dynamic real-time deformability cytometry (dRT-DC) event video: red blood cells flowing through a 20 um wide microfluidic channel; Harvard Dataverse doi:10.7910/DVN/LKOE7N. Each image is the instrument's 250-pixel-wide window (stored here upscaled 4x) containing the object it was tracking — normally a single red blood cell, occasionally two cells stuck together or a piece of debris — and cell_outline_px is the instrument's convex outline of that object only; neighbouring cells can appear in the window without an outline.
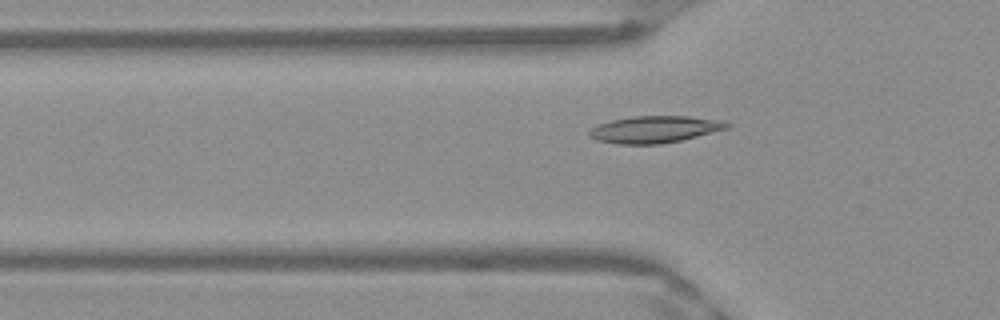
{"species": "Egyptian fruit bat (a non-hibernating species)", "species_latin": "Rousettus aegyptiacus", "temperature_condition": "warm", "stored_images_in_passage": 49, "camera_frame_rate_fps": 3000, "um_per_image_px": 0.085, "frame": {"image": 1, "passage_image": 17, "time_ms": 5.333, "image_size_px": [1000, 320], "cell_outline_px": [[732, 124], [728, 128], [680, 140], [660, 144], [616, 144], [596, 140], [588, 136], [588, 132], [592, 128], [600, 124], [612, 120], [632, 116], [688, 116], [724, 120]], "centroid_in_image_um": [55.65, 10.99], "position_along_channel_um": 70.1, "area_um2": 21.56}}
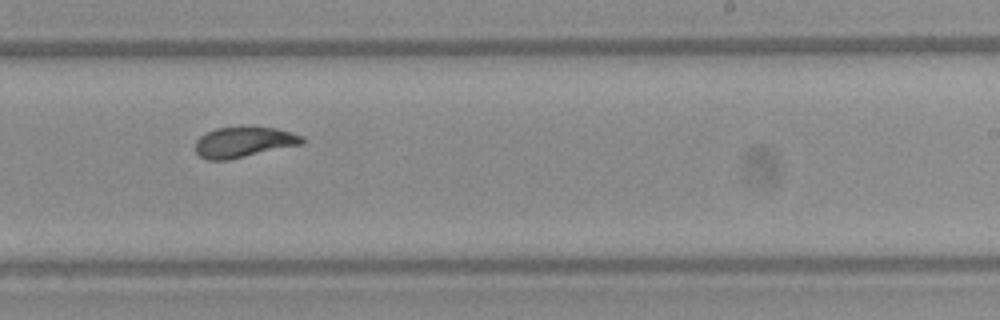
{"frame": {"image": 2, "passage_image": 32, "time_ms": 10.333, "image_size_px": [1000, 320], "cell_outline_px": [[304, 144], [228, 160], [208, 160], [200, 156], [196, 152], [196, 140], [200, 136], [216, 128], [244, 124], [248, 124], [276, 128], [292, 132], [304, 136]], "centroid_in_image_um": [20.76, 12.04], "position_along_channel_um": 268.2, "area_um2": 19.71}}
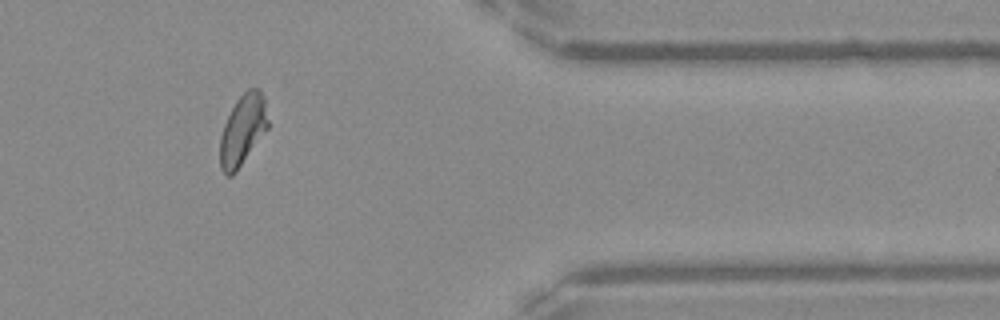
{"frame": {"image": 3, "passage_image": 43, "time_ms": 14.0, "image_size_px": [1000, 320], "cell_outline_px": [[268, 128], [236, 172], [232, 176], [224, 176], [220, 168], [220, 136], [224, 124], [236, 100], [248, 88], [256, 88], [264, 96], [268, 120]], "centroid_in_image_um": [20.62, 11.08], "position_along_channel_um": 390.8, "area_um2": 19.71}, "authors_computed_cell_mechanics": {"area_um2": 19.7676, "velocity_mm_per_s": 3.947, "shape_relaxation_time_tau1_ms": 4.7603, "shape_relaxation_time_tau2_ms": 0.9147, "deformation_change_tau1": 0.1375, "deformation_change_tau2": 0.0402}}